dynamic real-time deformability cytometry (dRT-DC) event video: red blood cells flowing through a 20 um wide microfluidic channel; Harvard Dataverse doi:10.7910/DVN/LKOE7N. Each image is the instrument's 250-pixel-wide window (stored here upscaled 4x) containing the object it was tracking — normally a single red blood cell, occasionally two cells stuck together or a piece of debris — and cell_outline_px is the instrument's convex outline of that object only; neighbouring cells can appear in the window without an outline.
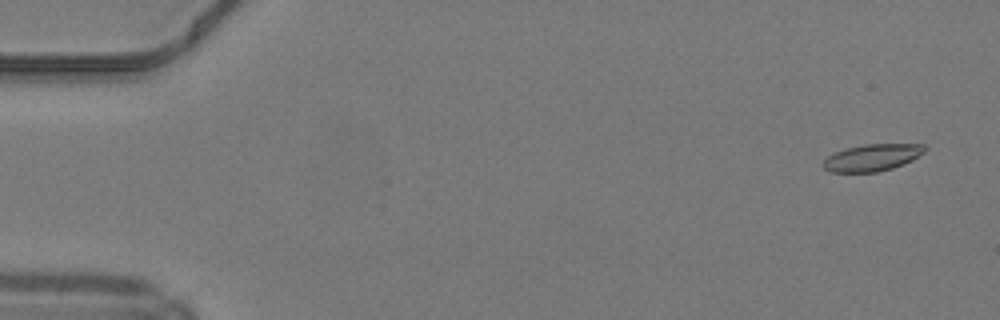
{"species": "common noctule bat (a hibernating species)", "species_latin": "Nyctalus noctula", "temperature_condition": "warm", "stored_images_in_passage": 49, "camera_frame_rate_fps": 3000, "um_per_image_px": 0.085, "animal": {"sex": "male", "body_mass_g": 19.2, "forearm_length_mm": 51.8}, "frame": {"image": 1, "passage_image": 3, "time_ms": 0.667, "image_size_px": [1000, 320], "cell_outline_px": [[928, 148], [924, 152], [912, 160], [904, 164], [892, 168], [876, 172], [832, 172], [824, 168], [820, 164], [828, 156], [836, 152], [848, 148], [864, 144], [924, 144]], "centroid_in_image_um": [74.15, 13.39], "position_along_channel_um": 10.8, "area_um2": 15.9}}
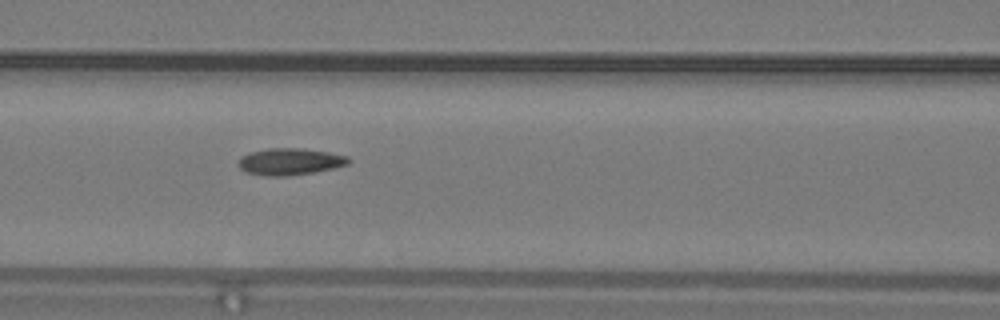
{"frame": {"image": 2, "passage_image": 21, "time_ms": 6.667, "image_size_px": [1000, 320], "cell_outline_px": [[352, 160], [348, 164], [332, 168], [312, 172], [288, 176], [264, 176], [244, 172], [236, 164], [240, 156], [248, 152], [268, 148], [300, 148], [328, 152], [348, 156]], "centroid_in_image_um": [24.58, 13.73], "position_along_channel_um": 142.0, "area_um2": 17.4}}
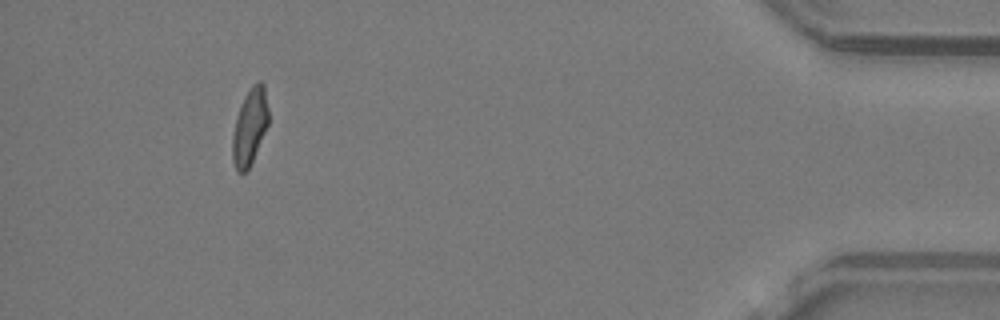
{"frame": {"image": 3, "passage_image": 45, "time_ms": 14.667, "image_size_px": [1000, 320], "cell_outline_px": [[268, 124], [252, 160], [248, 168], [244, 172], [236, 172], [232, 160], [232, 136], [236, 116], [244, 96], [252, 84], [256, 80], [260, 80], [264, 84], [268, 108]], "centroid_in_image_um": [21.21, 10.73], "position_along_channel_um": 414.0, "area_um2": 16.01}, "authors_computed_cell_mechanics": {"area_um2": 16.5308, "velocity_mm_per_s": 4.225, "shape_relaxation_time_tau1_ms": null, "shape_relaxation_time_tau2_ms": 2.3523, "deformation_change_tau1": null, "deformation_change_tau2": 0.0983}}